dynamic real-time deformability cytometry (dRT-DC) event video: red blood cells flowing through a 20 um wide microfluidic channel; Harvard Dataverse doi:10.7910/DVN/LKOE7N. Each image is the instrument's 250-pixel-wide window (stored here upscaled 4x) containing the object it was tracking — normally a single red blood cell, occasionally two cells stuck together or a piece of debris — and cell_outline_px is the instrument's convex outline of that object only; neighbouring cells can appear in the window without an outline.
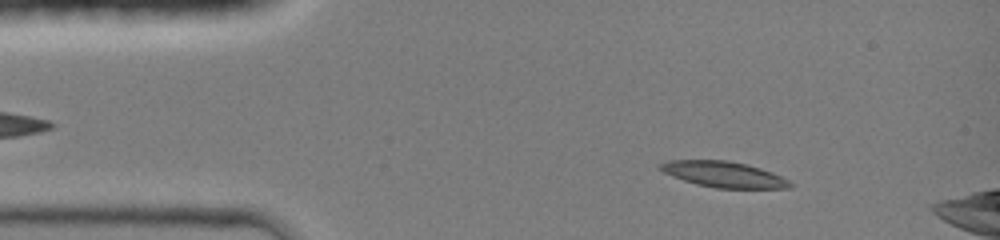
{"species": "common noctule bat (a hibernating species)", "species_latin": "Nyctalus noctula", "temperature_condition": "room temperature", "stored_images_in_passage": 44, "camera_frame_rate_fps": 3000, "um_per_image_px": 0.085, "animal": {"sex": "female", "body_mass_g": 19.0, "forearm_length_mm": 51.5}, "frame": {"image": 1, "passage_image": 5, "time_ms": 1.333, "image_size_px": [1000, 240], "cell_outline_px": [[792, 184], [788, 188], [716, 188], [696, 184], [672, 176], [656, 168], [656, 164], [668, 160], [728, 160], [748, 164], [772, 172], [788, 180]], "centroid_in_image_um": [61.45, 14.8], "position_along_channel_um": 23.5, "area_um2": 19.59}}
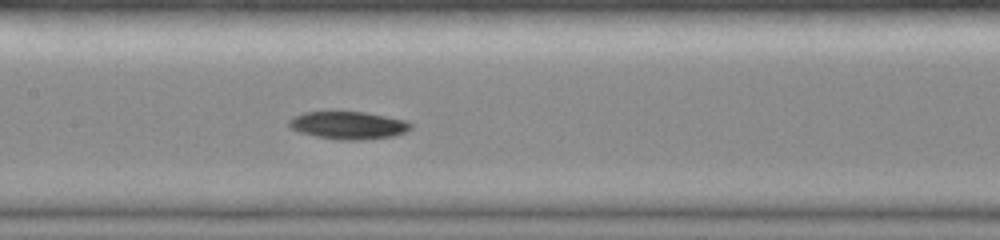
{"frame": {"image": 2, "passage_image": 20, "time_ms": 6.333, "image_size_px": [1000, 240], "cell_outline_px": [[412, 128], [396, 136], [360, 140], [340, 140], [316, 136], [300, 132], [288, 128], [288, 120], [292, 116], [304, 112], [364, 112], [408, 120], [412, 124]], "centroid_in_image_um": [29.6, 10.65], "position_along_channel_um": 177.8, "area_um2": 19.83}}
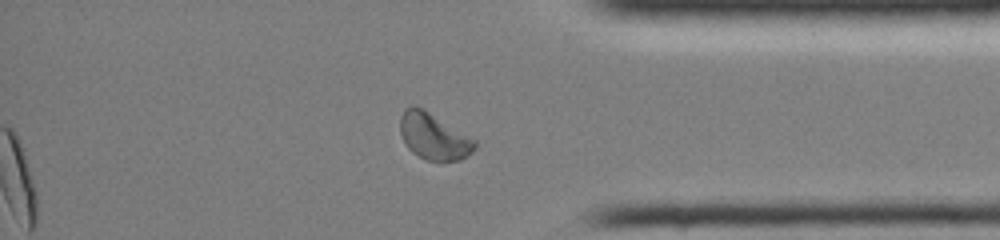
{"frame": {"image": 3, "passage_image": 36, "time_ms": 11.667, "image_size_px": [1000, 240], "cell_outline_px": [[476, 148], [472, 152], [460, 160], [428, 160], [412, 152], [408, 148], [400, 132], [400, 116], [404, 108], [424, 108], [476, 140]], "centroid_in_image_um": [36.87, 11.59], "position_along_channel_um": 398.3, "area_um2": 19.88}}